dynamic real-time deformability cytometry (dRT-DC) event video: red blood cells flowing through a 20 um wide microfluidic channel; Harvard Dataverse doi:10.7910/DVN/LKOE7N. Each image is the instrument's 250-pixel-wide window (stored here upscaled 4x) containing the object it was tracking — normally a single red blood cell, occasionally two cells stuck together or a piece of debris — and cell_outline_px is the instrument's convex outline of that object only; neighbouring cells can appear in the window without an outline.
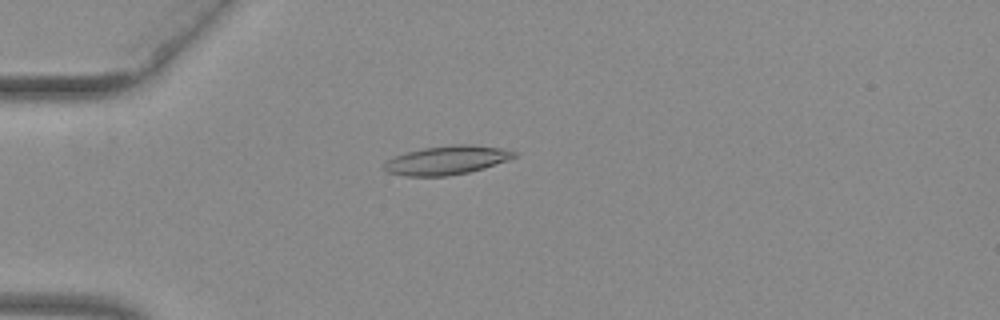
{"species": "common noctule bat (a hibernating species)", "species_latin": "Nyctalus noctula", "temperature_condition": "warm", "stored_images_in_passage": 44, "camera_frame_rate_fps": 3000, "um_per_image_px": 0.085, "animal": {"sex": "female", "body_mass_g": 29.2, "forearm_length_mm": 56.3}, "frame": {"image": 1, "passage_image": 6, "time_ms": 1.667, "image_size_px": [1000, 320], "cell_outline_px": [[516, 156], [508, 160], [484, 168], [468, 172], [448, 176], [404, 176], [384, 172], [384, 164], [388, 160], [396, 156], [408, 152], [424, 148], [452, 144], [472, 144], [504, 148], [516, 152]], "centroid_in_image_um": [37.99, 13.61], "position_along_channel_um": 47.0, "area_um2": 21.85}}
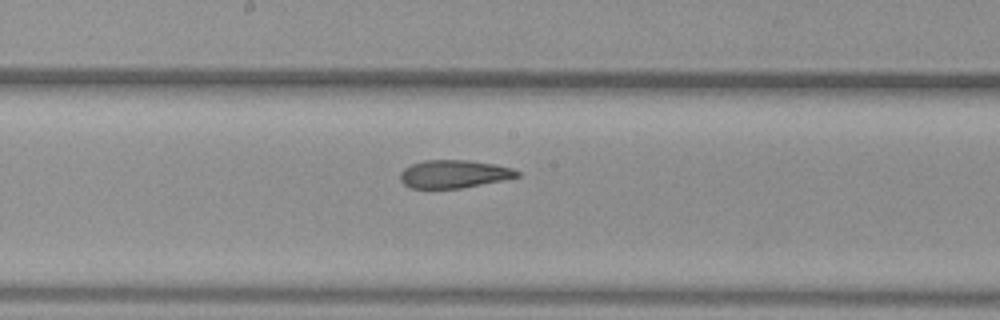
{"frame": {"image": 2, "passage_image": 20, "time_ms": 6.333, "image_size_px": [1000, 320], "cell_outline_px": [[520, 176], [504, 180], [460, 188], [412, 188], [404, 184], [400, 180], [400, 172], [404, 168], [412, 164], [424, 160], [468, 160], [496, 164], [512, 168], [520, 172]], "centroid_in_image_um": [38.59, 14.78], "position_along_channel_um": 209.6, "area_um2": 19.07}}
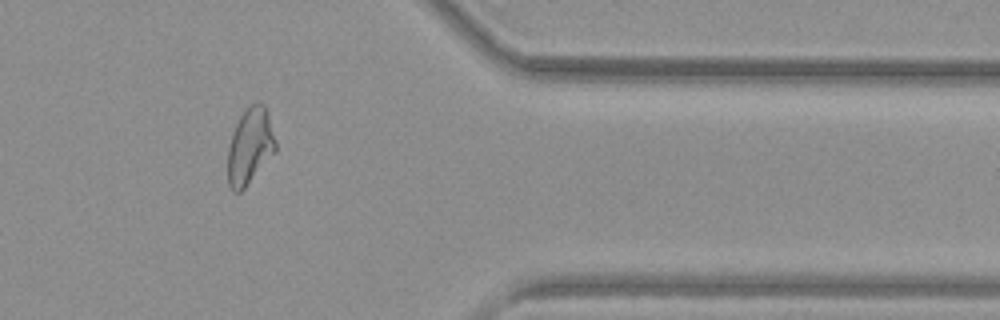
{"frame": {"image": 3, "passage_image": 35, "time_ms": 11.333, "image_size_px": [1000, 320], "cell_outline_px": [[276, 152], [244, 188], [240, 192], [232, 192], [228, 184], [228, 148], [232, 132], [244, 108], [256, 100], [264, 104], [268, 112], [276, 140]], "centroid_in_image_um": [21.25, 12.39], "position_along_channel_um": 390.1, "area_um2": 21.56}, "authors_computed_cell_mechanics": {"area_um2": 21.0681, "velocity_mm_per_s": 3.9584, "shape_relaxation_time_tau1_ms": null, "shape_relaxation_time_tau2_ms": 1.3979, "deformation_change_tau1": null, "deformation_change_tau2": 0.0967}}